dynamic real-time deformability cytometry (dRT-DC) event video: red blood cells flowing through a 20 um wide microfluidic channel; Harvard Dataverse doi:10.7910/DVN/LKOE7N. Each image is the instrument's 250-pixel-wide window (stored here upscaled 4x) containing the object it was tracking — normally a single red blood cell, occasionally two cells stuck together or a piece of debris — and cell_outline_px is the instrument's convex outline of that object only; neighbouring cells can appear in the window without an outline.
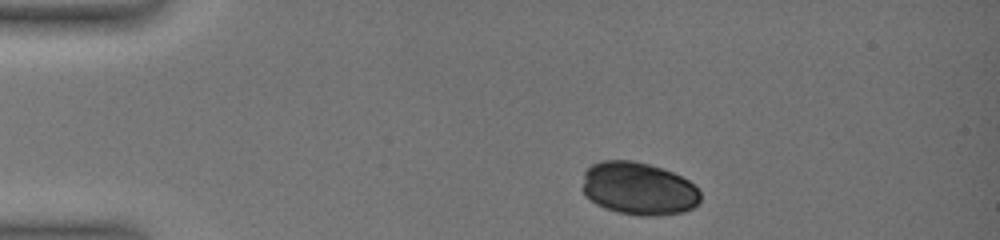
{"species": "common noctule bat (a hibernating species)", "species_latin": "Nyctalus noctula", "temperature_condition": "warm", "stored_images_in_passage": 3, "camera_frame_rate_fps": 3000, "um_per_image_px": 0.085, "animal": {"sex": "female", "body_mass_g": 19.0, "forearm_length_mm": 51.5}, "frame": {"image": 1, "passage_image": 1, "time_ms": 0.0, "image_size_px": [1000, 240], "cell_outline_px": [[700, 204], [684, 212], [652, 216], [640, 216], [620, 212], [604, 208], [596, 204], [584, 196], [580, 188], [584, 172], [592, 164], [600, 160], [632, 160], [648, 164], [672, 172], [688, 180], [700, 192]], "centroid_in_image_um": [54.23, 16.03], "position_along_channel_um": 30.8, "area_um2": 36.65}}